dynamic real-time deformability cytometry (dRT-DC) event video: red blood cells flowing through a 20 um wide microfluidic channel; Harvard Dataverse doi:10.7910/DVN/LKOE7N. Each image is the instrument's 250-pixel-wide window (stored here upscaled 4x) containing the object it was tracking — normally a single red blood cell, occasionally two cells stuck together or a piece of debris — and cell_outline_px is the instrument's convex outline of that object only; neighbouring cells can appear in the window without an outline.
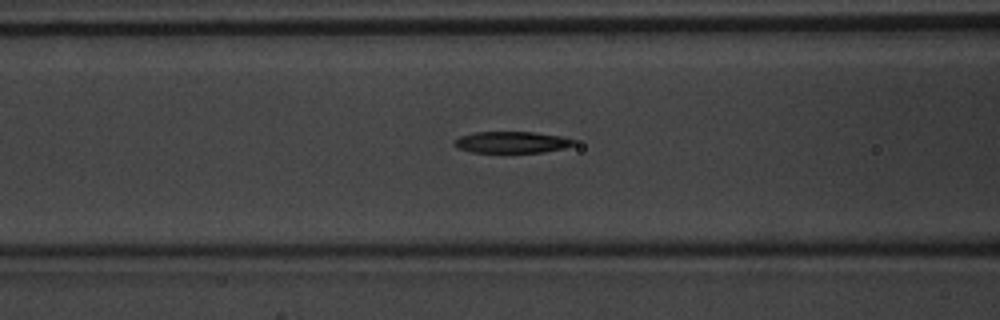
{"species": "common noctule bat (a hibernating species)", "species_latin": "Nyctalus noctula", "temperature_condition": "warm", "stored_images_in_passage": 36, "camera_frame_rate_fps": 3000, "um_per_image_px": 0.085, "animal": {"sex": "male", "body_mass_g": 20.1, "forearm_length_mm": 53.5}, "frame": {"image": 1, "passage_image": 7, "time_ms": 2.0, "image_size_px": [1000, 320], "cell_outline_px": [[576, 144], [564, 148], [544, 152], [472, 152], [456, 148], [452, 144], [460, 136], [476, 132], [532, 132], [564, 136], [576, 140]], "centroid_in_image_um": [43.53, 12.09], "position_along_channel_um": 123.1, "area_um2": 15.03}}
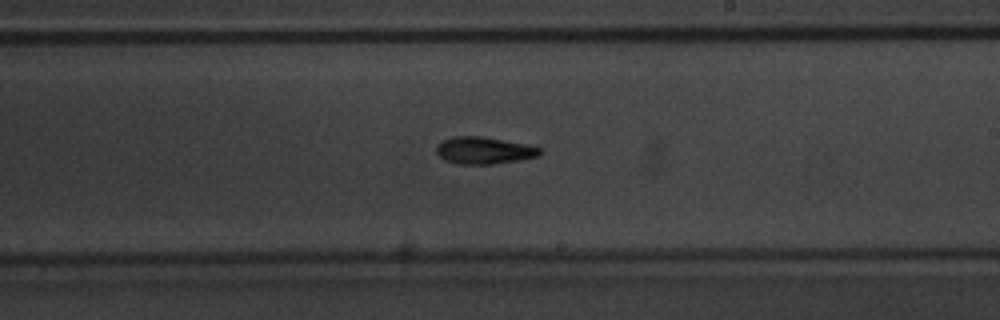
{"frame": {"image": 2, "passage_image": 16, "time_ms": 5.0, "image_size_px": [1000, 320], "cell_outline_px": [[544, 152], [540, 156], [492, 164], [460, 164], [444, 160], [436, 152], [436, 148], [444, 140], [452, 136], [484, 136], [528, 144], [540, 148]], "centroid_in_image_um": [41.18, 12.78], "position_along_channel_um": 247.8, "area_um2": 16.36}}
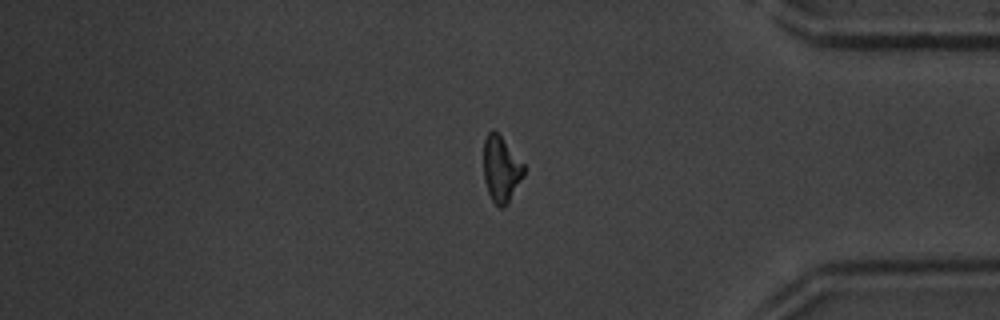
{"frame": {"image": 3, "passage_image": 28, "time_ms": 9.0, "image_size_px": [1000, 320], "cell_outline_px": [[524, 176], [508, 204], [504, 208], [500, 208], [492, 200], [488, 192], [484, 180], [484, 140], [488, 132], [492, 128], [500, 136], [524, 164]], "centroid_in_image_um": [42.6, 14.4], "position_along_channel_um": 392.6, "area_um2": 15.43}, "authors_computed_cell_mechanics": {"area_um2": 15.5193, "velocity_mm_per_s": 4.154, "shape_relaxation_time_tau1_ms": 2.8495, "shape_relaxation_time_tau2_ms": 7.3305, "deformation_change_tau1": 0.1404, "deformation_change_tau2": 0.2064}}